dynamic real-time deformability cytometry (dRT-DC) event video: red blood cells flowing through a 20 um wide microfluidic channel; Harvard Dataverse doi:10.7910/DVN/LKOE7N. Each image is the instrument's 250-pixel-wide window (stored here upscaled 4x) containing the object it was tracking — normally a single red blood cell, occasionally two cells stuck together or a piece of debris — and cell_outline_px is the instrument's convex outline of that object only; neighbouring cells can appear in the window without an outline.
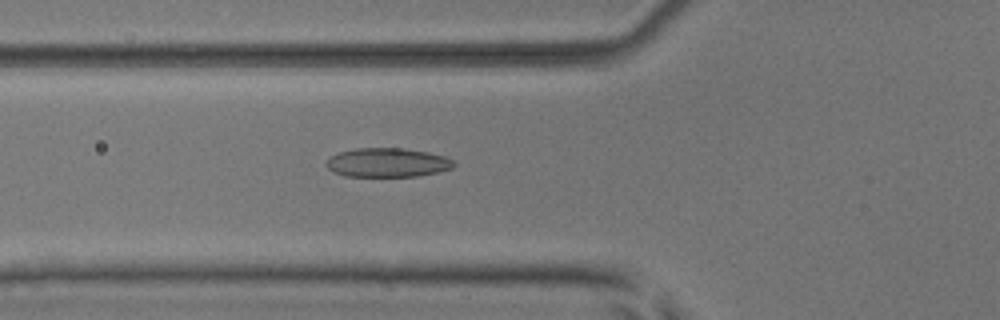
{"species": "common noctule bat (a hibernating species)", "species_latin": "Nyctalus noctula", "temperature_condition": "room temperature", "stored_images_in_passage": 38, "camera_frame_rate_fps": 3000, "um_per_image_px": 0.085, "animal": {"sex": "male", "body_mass_g": 17.9, "forearm_length_mm": 54.2}, "frame": {"image": 1, "passage_image": 6, "time_ms": 1.667, "image_size_px": [1000, 320], "cell_outline_px": [[456, 164], [452, 168], [436, 172], [416, 176], [344, 176], [328, 168], [324, 164], [332, 156], [340, 152], [356, 148], [404, 148], [428, 152], [444, 156], [452, 160]], "centroid_in_image_um": [32.94, 13.81], "position_along_channel_um": 92.9, "area_um2": 21.39}}
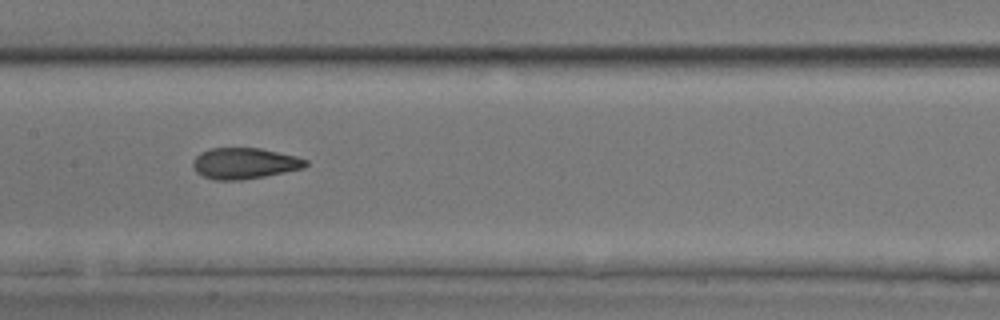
{"frame": {"image": 2, "passage_image": 13, "time_ms": 4.0, "image_size_px": [1000, 320], "cell_outline_px": [[308, 164], [304, 168], [264, 176], [240, 180], [212, 180], [196, 172], [192, 164], [192, 160], [200, 152], [208, 148], [260, 148], [296, 156], [308, 160]], "centroid_in_image_um": [20.76, 13.88], "position_along_channel_um": 186.6, "area_um2": 20.46}}
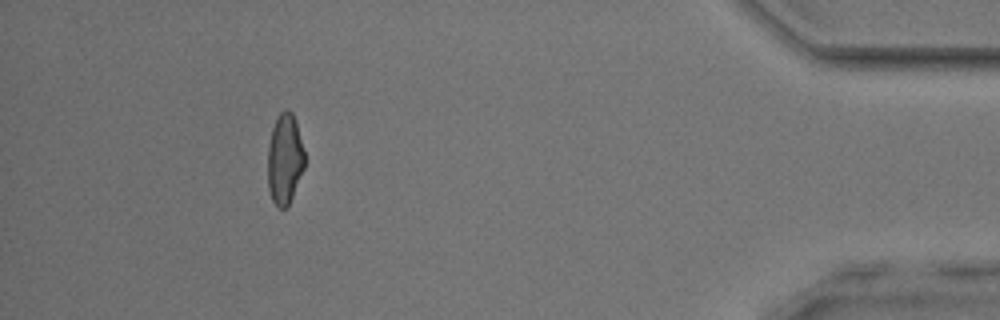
{"frame": {"image": 3, "passage_image": 34, "time_ms": 11.0, "image_size_px": [1000, 320], "cell_outline_px": [[304, 168], [292, 196], [288, 204], [284, 208], [280, 208], [272, 200], [268, 188], [268, 144], [272, 128], [276, 116], [284, 108], [288, 108], [292, 112], [296, 124], [304, 152]], "centroid_in_image_um": [24.18, 13.47], "position_along_channel_um": 411.0, "area_um2": 19.31}, "authors_computed_cell_mechanics": {"area_um2": 20.3167, "velocity_mm_per_s": 4.0058, "shape_relaxation_time_tau1_ms": 7.4303, "shape_relaxation_time_tau2_ms": 1.6843, "deformation_change_tau1": 0.1949, "deformation_change_tau2": 0.0841}}